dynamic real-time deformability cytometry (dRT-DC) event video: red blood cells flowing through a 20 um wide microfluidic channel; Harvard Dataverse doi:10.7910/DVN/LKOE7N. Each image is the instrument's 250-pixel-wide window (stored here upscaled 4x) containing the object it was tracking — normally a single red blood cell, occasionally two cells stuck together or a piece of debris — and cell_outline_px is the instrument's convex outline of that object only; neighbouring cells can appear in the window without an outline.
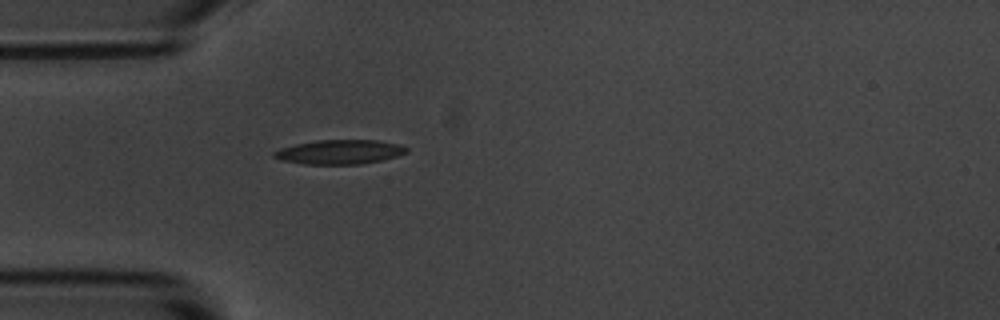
{"species": "common noctule bat (a hibernating species)", "species_latin": "Nyctalus noctula", "temperature_condition": "room temperature", "stored_images_in_passage": 1, "camera_frame_rate_fps": 3000, "um_per_image_px": 0.085, "animal": {"sex": "male", "body_mass_g": 20.1, "forearm_length_mm": 53.5}, "frame": {"image": 1, "passage_image": 1, "time_ms": 0.0, "image_size_px": [1000, 320], "cell_outline_px": [[408, 152], [396, 156], [380, 160], [360, 164], [304, 164], [280, 160], [272, 156], [272, 152], [280, 148], [296, 144], [316, 140], [376, 140], [400, 144], [408, 148]], "centroid_in_image_um": [28.84, 12.91], "position_along_channel_um": 56.2, "area_um2": 18.79}}